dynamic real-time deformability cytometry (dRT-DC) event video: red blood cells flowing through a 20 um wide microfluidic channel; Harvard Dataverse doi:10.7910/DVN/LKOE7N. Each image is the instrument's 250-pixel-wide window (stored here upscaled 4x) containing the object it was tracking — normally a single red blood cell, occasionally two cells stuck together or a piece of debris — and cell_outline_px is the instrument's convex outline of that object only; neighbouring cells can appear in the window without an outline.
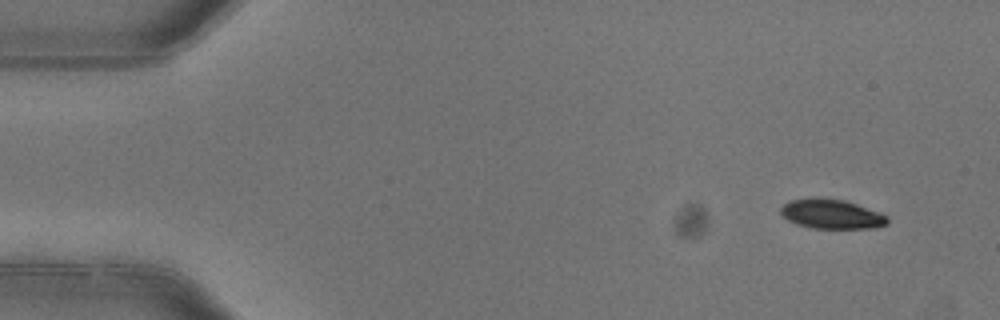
{"species": "common noctule bat (a hibernating species)", "species_latin": "Nyctalus noctula", "temperature_condition": "warm", "stored_images_in_passage": 4, "camera_frame_rate_fps": 3000, "um_per_image_px": 0.085, "animal": {"sex": "female"}, "frame": {"image": 1, "passage_image": 1, "time_ms": 0.0, "image_size_px": [1000, 320], "cell_outline_px": [[888, 224], [876, 228], [812, 228], [796, 224], [788, 220], [780, 212], [780, 208], [788, 200], [812, 196], [816, 196], [844, 200], [880, 212], [888, 216]], "centroid_in_image_um": [70.66, 18.17], "position_along_channel_um": 14.3, "area_um2": 18.67}}
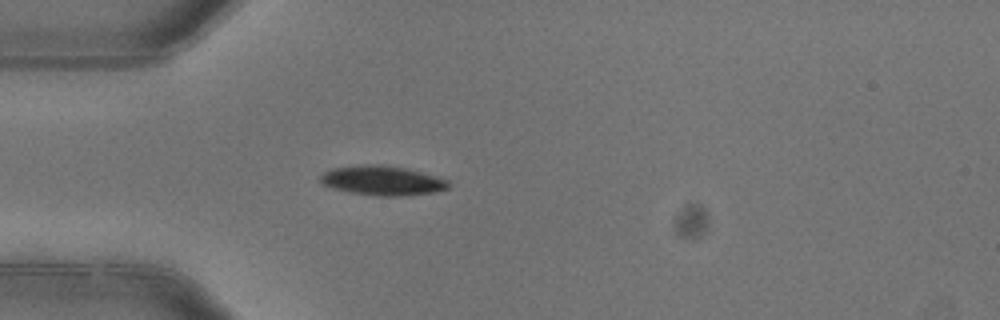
{"frame": {"image": 2, "passage_image": 4, "time_ms": 1.0, "image_size_px": [1000, 320], "cell_outline_px": [[448, 188], [436, 192], [400, 196], [380, 196], [352, 192], [336, 188], [324, 184], [320, 180], [320, 176], [324, 172], [332, 168], [360, 164], [380, 164], [408, 168], [448, 180]], "centroid_in_image_um": [32.52, 15.33], "position_along_channel_um": 52.5, "area_um2": 21.85}}